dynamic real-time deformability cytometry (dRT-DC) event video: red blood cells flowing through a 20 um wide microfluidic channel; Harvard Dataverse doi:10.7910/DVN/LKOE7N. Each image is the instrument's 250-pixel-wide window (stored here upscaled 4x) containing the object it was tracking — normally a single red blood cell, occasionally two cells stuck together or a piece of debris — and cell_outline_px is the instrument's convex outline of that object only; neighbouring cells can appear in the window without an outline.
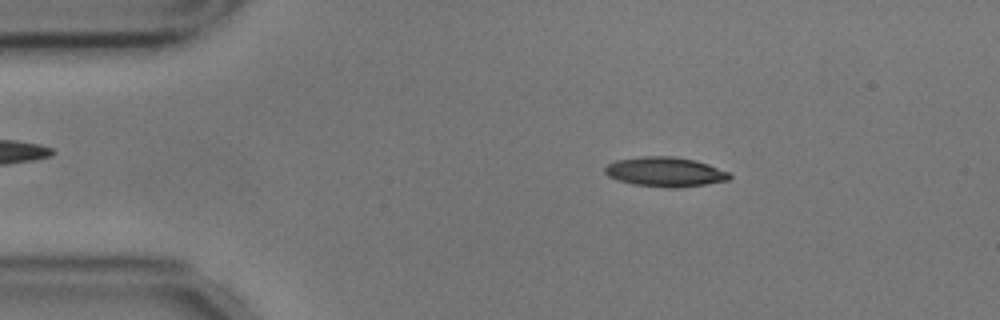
{"species": "common noctule bat (a hibernating species)", "species_latin": "Nyctalus noctula", "temperature_condition": "cold", "stored_images_in_passage": 35, "camera_frame_rate_fps": 3000, "um_per_image_px": 0.085, "animal": {"sex": "male", "body_mass_g": 17.9, "forearm_length_mm": 54.2}, "frame": {"image": 1, "passage_image": 8, "time_ms": 2.333, "image_size_px": [1000, 320], "cell_outline_px": [[732, 176], [728, 180], [704, 184], [676, 188], [668, 188], [632, 184], [616, 180], [608, 176], [604, 172], [604, 168], [608, 164], [616, 160], [644, 156], [672, 156], [696, 160], [708, 164], [728, 172]], "centroid_in_image_um": [56.5, 14.61], "position_along_channel_um": 28.5, "area_um2": 21.5}}
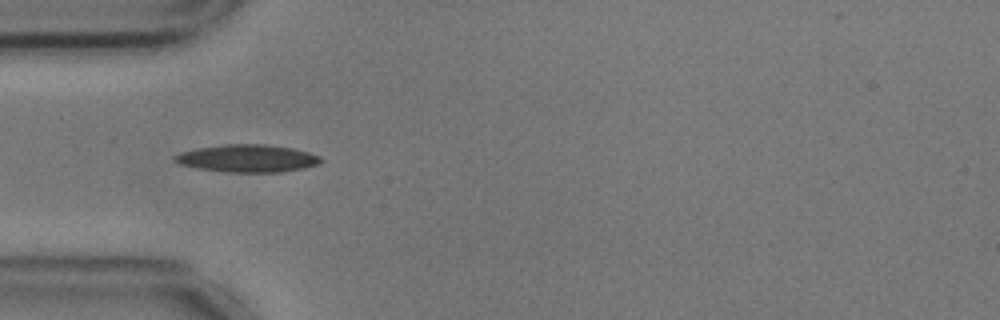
{"frame": {"image": 2, "passage_image": 15, "time_ms": 4.667, "image_size_px": [1000, 320], "cell_outline_px": [[324, 160], [320, 164], [304, 168], [280, 172], [228, 172], [200, 168], [180, 164], [172, 160], [172, 156], [180, 152], [196, 148], [224, 144], [264, 144], [292, 148], [308, 152], [320, 156]], "centroid_in_image_um": [21.04, 13.45], "position_along_channel_um": 64.0, "area_um2": 23.52}}
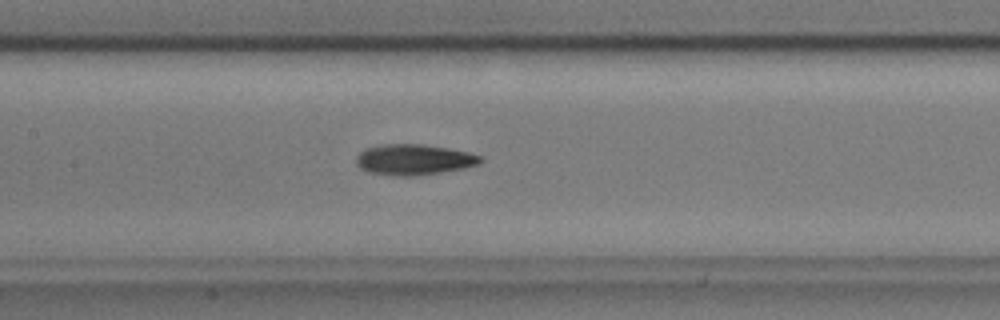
{"frame": {"image": 3, "passage_image": 24, "time_ms": 7.667, "image_size_px": [1000, 320], "cell_outline_px": [[484, 160], [480, 164], [464, 168], [440, 172], [412, 176], [396, 176], [368, 172], [360, 168], [356, 164], [356, 156], [364, 148], [380, 144], [420, 144], [448, 148], [468, 152], [480, 156]], "centroid_in_image_um": [35.15, 13.56], "position_along_channel_um": 172.2, "area_um2": 22.31}}